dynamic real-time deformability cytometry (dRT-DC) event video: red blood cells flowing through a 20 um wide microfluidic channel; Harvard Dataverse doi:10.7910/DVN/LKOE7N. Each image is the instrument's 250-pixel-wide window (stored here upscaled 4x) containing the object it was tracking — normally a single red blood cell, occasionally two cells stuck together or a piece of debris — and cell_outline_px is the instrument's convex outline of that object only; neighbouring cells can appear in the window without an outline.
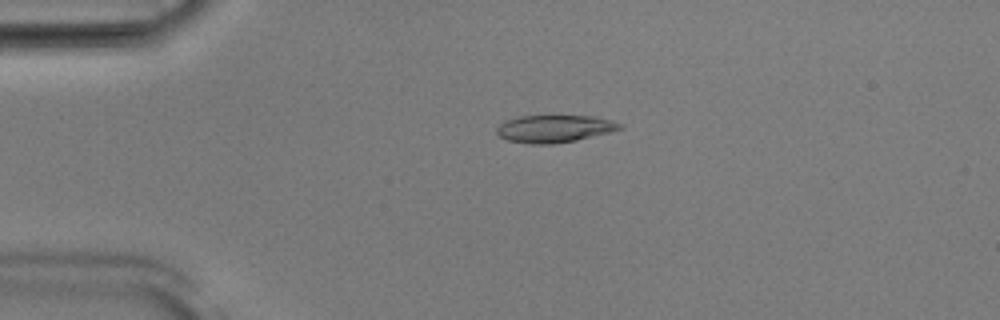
{"species": "Egyptian fruit bat (a non-hibernating species)", "species_latin": "Rousettus aegyptiacus", "temperature_condition": "room temperature", "stored_images_in_passage": 52, "camera_frame_rate_fps": 3000, "um_per_image_px": 0.085, "animal": {"sex": "male"}, "frame": {"image": 1, "passage_image": 12, "time_ms": 3.667, "image_size_px": [1000, 320], "cell_outline_px": [[624, 128], [576, 140], [552, 144], [532, 144], [508, 140], [500, 136], [496, 132], [496, 128], [504, 120], [520, 116], [596, 116], [612, 120], [624, 124]], "centroid_in_image_um": [47.14, 10.93], "position_along_channel_um": 37.9, "area_um2": 19.65}}
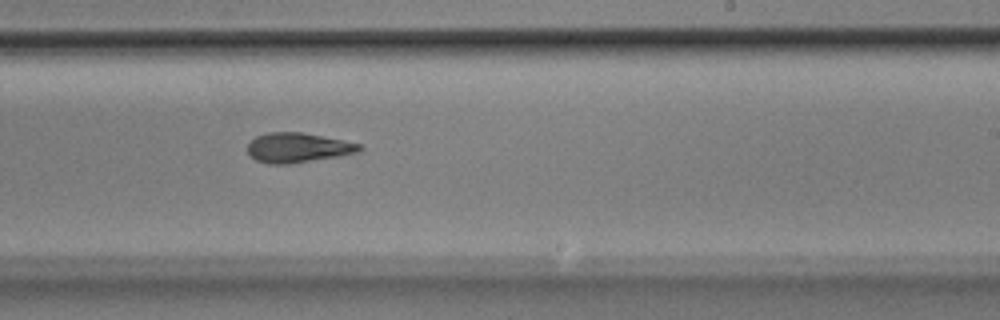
{"frame": {"image": 2, "passage_image": 32, "time_ms": 10.333, "image_size_px": [1000, 320], "cell_outline_px": [[364, 148], [360, 152], [340, 156], [288, 164], [268, 164], [256, 160], [248, 156], [248, 144], [256, 136], [268, 132], [300, 132], [364, 144]], "centroid_in_image_um": [25.34, 12.56], "position_along_channel_um": 263.7, "area_um2": 19.54}}
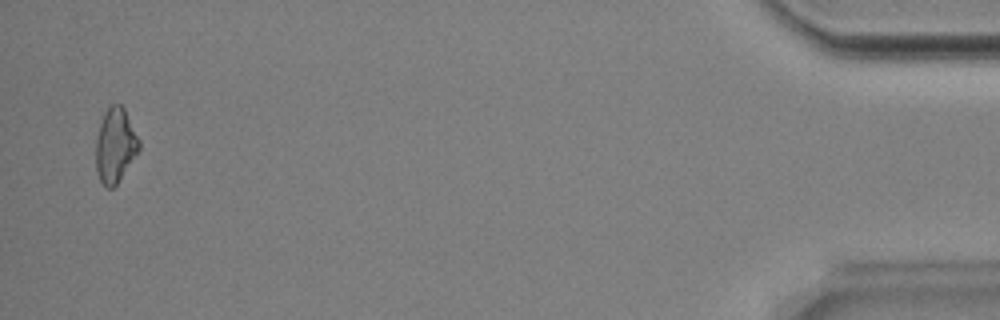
{"frame": {"image": 3, "passage_image": 51, "time_ms": 16.667, "image_size_px": [1000, 320], "cell_outline_px": [[140, 148], [116, 184], [112, 188], [104, 188], [96, 172], [96, 136], [104, 112], [108, 104], [120, 104], [124, 108], [140, 140]], "centroid_in_image_um": [9.78, 12.33], "position_along_channel_um": 425.4, "area_um2": 18.73}, "authors_computed_cell_mechanics": {"area_um2": 19.1896, "velocity_mm_per_s": 3.9027, "shape_relaxation_time_tau1_ms": 6.7542, "shape_relaxation_time_tau2_ms": 1.6112, "deformation_change_tau1": 0.1969, "deformation_change_tau2": 0.0951}}